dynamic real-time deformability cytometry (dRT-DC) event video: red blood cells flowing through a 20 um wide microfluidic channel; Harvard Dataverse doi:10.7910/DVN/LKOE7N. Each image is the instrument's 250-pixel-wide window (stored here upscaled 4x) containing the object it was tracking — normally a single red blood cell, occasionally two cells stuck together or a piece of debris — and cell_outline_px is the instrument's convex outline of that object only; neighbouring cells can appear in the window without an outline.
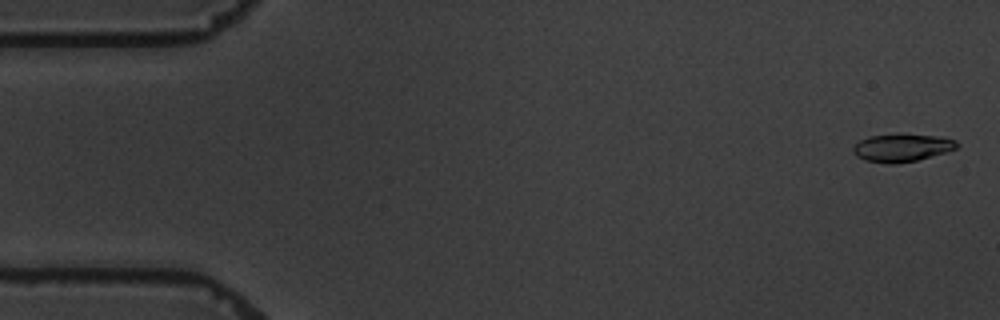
{"species": "common noctule bat (a hibernating species)", "species_latin": "Nyctalus noctula", "temperature_condition": "warm", "stored_images_in_passage": 5, "camera_frame_rate_fps": 3000, "um_per_image_px": 0.085, "animal": {"sex": "male", "body_mass_g": 19.5, "forearm_length_mm": 54.6}, "frame": {"image": 1, "passage_image": 1, "time_ms": 0.0, "image_size_px": [1000, 320], "cell_outline_px": [[960, 144], [956, 148], [948, 152], [916, 160], [896, 164], [888, 164], [864, 160], [856, 156], [852, 152], [852, 148], [860, 140], [868, 136], [936, 136], [956, 140]], "centroid_in_image_um": [76.65, 12.6], "position_along_channel_um": 8.3, "area_um2": 16.36}}
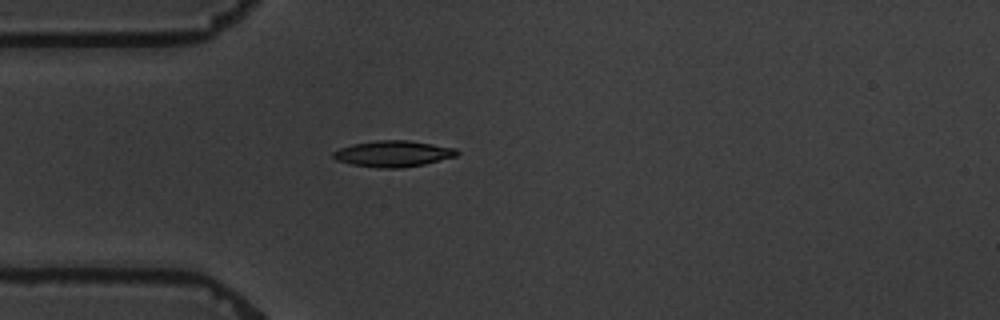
{"frame": {"image": 2, "passage_image": 5, "time_ms": 4.667, "image_size_px": [1000, 320], "cell_outline_px": [[460, 152], [456, 156], [424, 164], [400, 168], [376, 168], [352, 164], [336, 160], [332, 156], [332, 152], [340, 148], [352, 144], [376, 140], [408, 140], [456, 148]], "centroid_in_image_um": [33.4, 13.06], "position_along_channel_um": 51.6, "area_um2": 18.84}}